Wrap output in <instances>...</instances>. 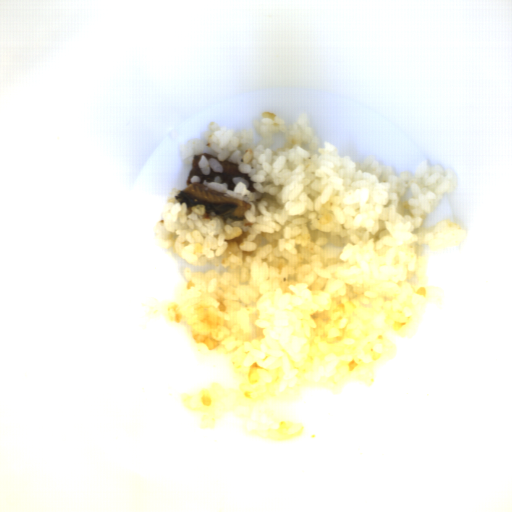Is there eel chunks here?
<instances>
[{"label": "eel chunks", "mask_w": 512, "mask_h": 512, "mask_svg": "<svg viewBox=\"0 0 512 512\" xmlns=\"http://www.w3.org/2000/svg\"><path fill=\"white\" fill-rule=\"evenodd\" d=\"M201 154L206 155L207 158L215 157L214 154L209 152H200L193 155L190 161V169L186 175V187L180 189L172 198L168 199L169 204H178L179 206L186 205L185 217L192 214V207L195 205H204L205 212L202 213V220H211L212 217H221L222 224L227 225L228 220L235 222H243L246 220V212L253 208L252 204L243 199L234 198L227 194L224 190L212 189L207 187L204 182L212 183L216 177H220V184H226L227 191H235L236 185L234 178H242L247 181V191L251 193L257 192L254 184L257 183L251 180L249 174L239 170V163L230 161L229 157L219 160L223 167L224 172L217 173L213 170L210 171V176H204L198 168L197 162ZM201 177V183H190L192 175Z\"/></svg>", "instance_id": "eel-chunks-1"}]
</instances>
